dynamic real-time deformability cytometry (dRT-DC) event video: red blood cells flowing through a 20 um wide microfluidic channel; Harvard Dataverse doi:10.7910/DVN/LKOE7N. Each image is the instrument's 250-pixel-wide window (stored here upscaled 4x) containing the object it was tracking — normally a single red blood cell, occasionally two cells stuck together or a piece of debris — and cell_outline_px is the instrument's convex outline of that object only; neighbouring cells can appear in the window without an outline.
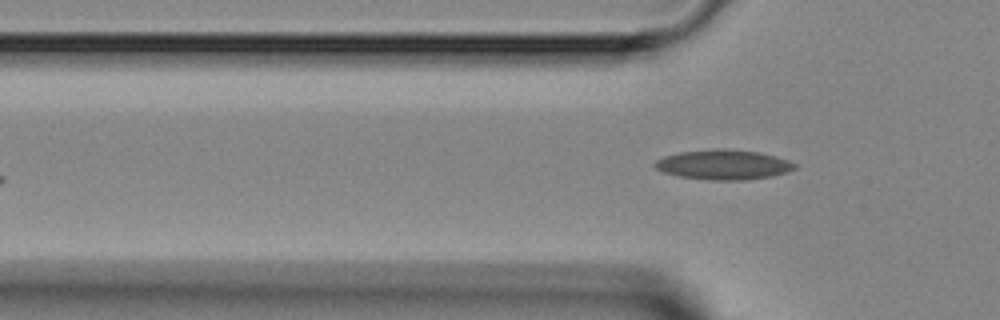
{"species": "Egyptian fruit bat (a non-hibernating species)", "species_latin": "Rousettus aegyptiacus", "temperature_condition": "room temperature", "stored_images_in_passage": 3, "camera_frame_rate_fps": 3000, "um_per_image_px": 0.085, "animal": {"sex": "female"}, "frame": {"image": 1, "passage_image": 3, "time_ms": 2.333, "image_size_px": [1000, 320], "cell_outline_px": [[796, 168], [788, 172], [772, 176], [744, 180], [712, 180], [680, 176], [664, 172], [656, 168], [652, 164], [656, 160], [664, 156], [680, 152], [716, 148], [724, 148], [760, 152], [776, 156], [788, 160], [796, 164]], "centroid_in_image_um": [61.51, 13.99], "position_along_channel_um": 64.3, "area_um2": 24.39}}